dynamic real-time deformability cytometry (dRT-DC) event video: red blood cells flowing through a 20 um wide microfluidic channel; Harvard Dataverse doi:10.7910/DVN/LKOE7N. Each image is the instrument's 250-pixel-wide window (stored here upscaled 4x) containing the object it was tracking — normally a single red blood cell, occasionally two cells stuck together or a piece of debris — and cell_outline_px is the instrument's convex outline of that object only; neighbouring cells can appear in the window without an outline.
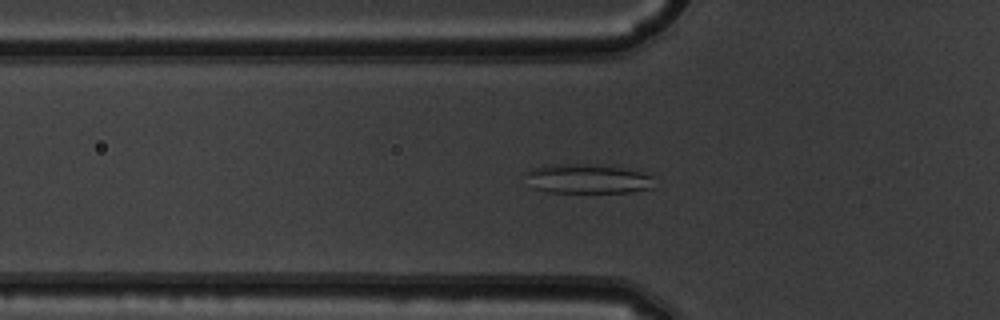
{"species": "common noctule bat (a hibernating species)", "species_latin": "Nyctalus noctula", "temperature_condition": "warm", "stored_images_in_passage": 42, "camera_frame_rate_fps": 3000, "um_per_image_px": 0.085, "animal": {"sex": "male", "body_mass_g": 19.5, "forearm_length_mm": 54.6}, "frame": {"image": 1, "passage_image": 12, "time_ms": 3.667, "image_size_px": [1000, 320], "cell_outline_px": [[652, 188], [632, 192], [548, 192], [532, 188], [524, 172], [532, 168], [552, 164], [588, 164], [620, 168], [640, 172], [652, 176]], "centroid_in_image_um": [49.88, 15.2], "position_along_channel_um": 75.9, "area_um2": 21.85}}
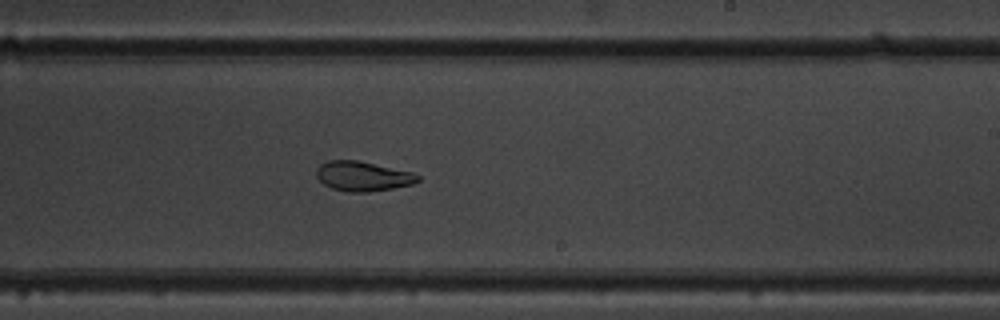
{"frame": {"image": 2, "passage_image": 26, "time_ms": 8.333, "image_size_px": [1000, 320], "cell_outline_px": [[420, 180], [412, 184], [392, 188], [368, 192], [348, 192], [332, 188], [324, 184], [316, 176], [316, 168], [320, 164], [328, 160], [356, 160], [412, 172], [420, 176]], "centroid_in_image_um": [30.81, 14.98], "position_along_channel_um": 258.2, "area_um2": 17.46}}
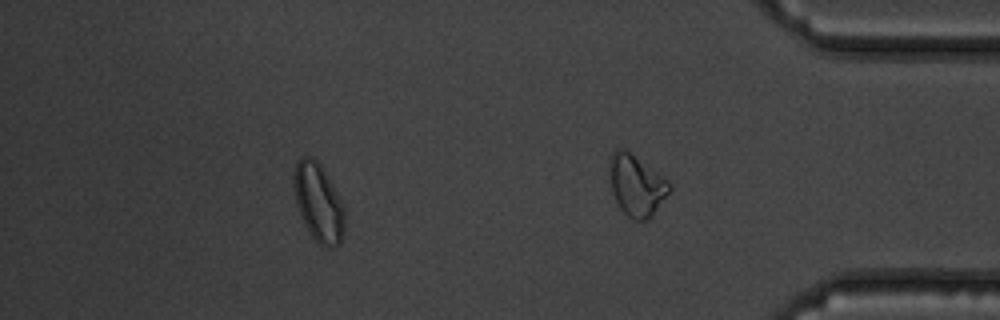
{"frame": {"image": 3, "passage_image": 36, "time_ms": 11.667, "image_size_px": [1000, 320], "cell_outline_px": [[344, 232], [340, 244], [332, 248], [328, 248], [320, 244], [312, 236], [304, 224], [300, 216], [296, 204], [292, 188], [292, 172], [296, 160], [300, 156], [312, 156], [324, 168], [344, 204]], "centroid_in_image_um": [27.04, 17.16], "position_along_channel_um": 408.2, "area_um2": 23.93}, "authors_computed_cell_mechanics": {"area_um2": 19.3919, "velocity_mm_per_s": 3.8991, "shape_relaxation_time_tau1_ms": null, "shape_relaxation_time_tau2_ms": 2.4174, "deformation_change_tau1": null, "deformation_change_tau2": 0.0574}}